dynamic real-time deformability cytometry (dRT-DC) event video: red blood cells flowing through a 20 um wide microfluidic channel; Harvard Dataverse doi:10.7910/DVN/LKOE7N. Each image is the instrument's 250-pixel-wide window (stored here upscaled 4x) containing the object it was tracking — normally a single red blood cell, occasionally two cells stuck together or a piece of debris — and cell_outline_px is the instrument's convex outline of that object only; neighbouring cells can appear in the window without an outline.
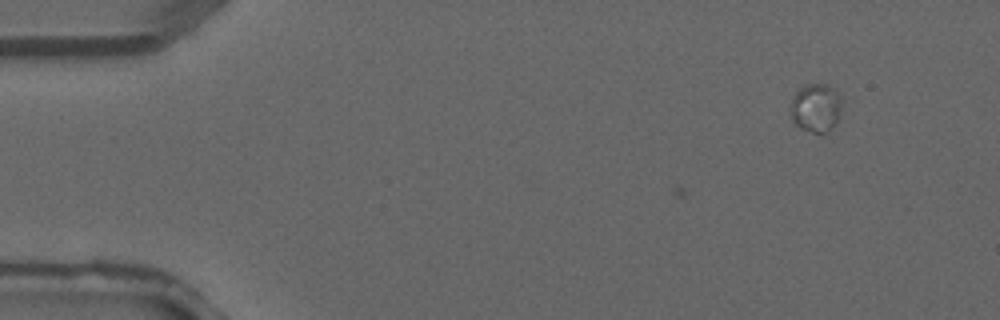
{"species": "common noctule bat (a hibernating species)", "species_latin": "Nyctalus noctula", "temperature_condition": "warm", "stored_images_in_passage": 2, "camera_frame_rate_fps": 3000, "um_per_image_px": 0.085, "animal": {"sex": "male", "forearm_length_mm": 52.5}, "frame": {"image": 1, "passage_image": 2, "time_ms": 0.333, "image_size_px": [1000, 320], "cell_outline_px": [[848, 96], [836, 124], [828, 132], [812, 132], [800, 128], [792, 120], [792, 96], [804, 84], [828, 84], [836, 88]], "centroid_in_image_um": [69.49, 9.11], "position_along_channel_um": 15.5, "area_um2": 15.32}}